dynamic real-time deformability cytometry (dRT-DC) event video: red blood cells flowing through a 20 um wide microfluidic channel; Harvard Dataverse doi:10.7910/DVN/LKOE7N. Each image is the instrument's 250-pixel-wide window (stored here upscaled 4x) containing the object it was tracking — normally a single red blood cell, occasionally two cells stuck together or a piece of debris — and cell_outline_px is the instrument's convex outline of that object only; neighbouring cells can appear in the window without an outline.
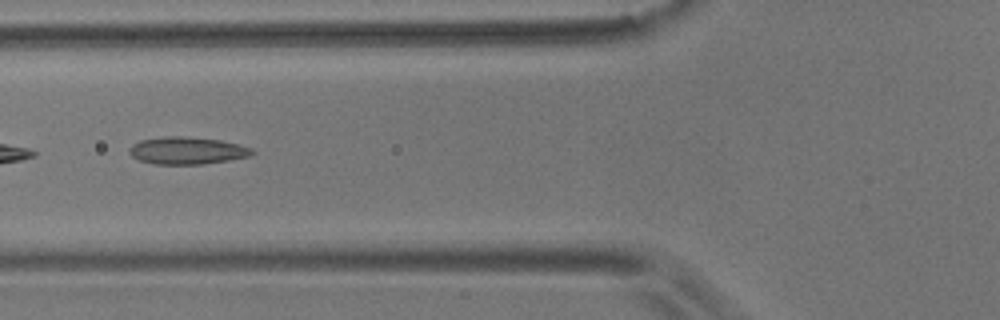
{"species": "common noctule bat (a hibernating species)", "species_latin": "Nyctalus noctula", "temperature_condition": "room temperature", "stored_images_in_passage": 8, "camera_frame_rate_fps": 3000, "um_per_image_px": 0.085, "animal": {"sex": "male", "body_mass_g": 17.9}, "frame": {"image": 1, "passage_image": 6, "time_ms": 6.0, "image_size_px": [1000, 320], "cell_outline_px": [[256, 152], [252, 156], [204, 164], [152, 164], [140, 160], [132, 156], [128, 152], [128, 148], [132, 144], [140, 140], [168, 136], [180, 136], [220, 140], [252, 148]], "centroid_in_image_um": [15.89, 12.8], "position_along_channel_um": 109.9, "area_um2": 19.54}}
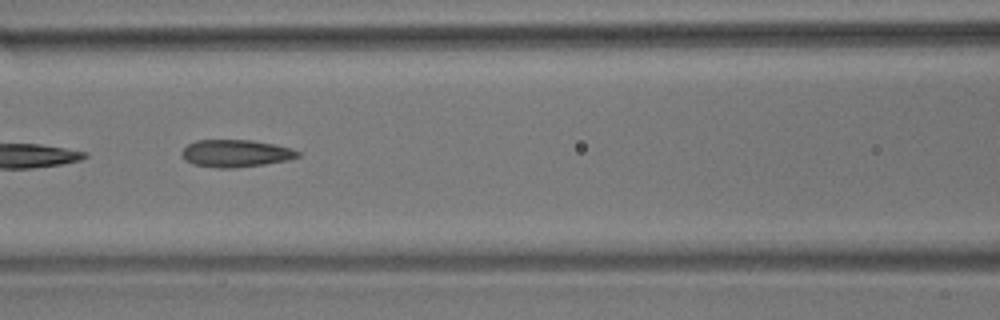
{"frame": {"image": 2, "passage_image": 7, "time_ms": 7.0, "image_size_px": [1000, 320], "cell_outline_px": [[300, 156], [288, 160], [264, 164], [236, 168], [216, 168], [192, 164], [184, 160], [180, 152], [188, 144], [196, 140], [252, 140], [292, 148], [300, 152]], "centroid_in_image_um": [20.01, 13.04], "position_along_channel_um": 146.6, "area_um2": 18.61}}
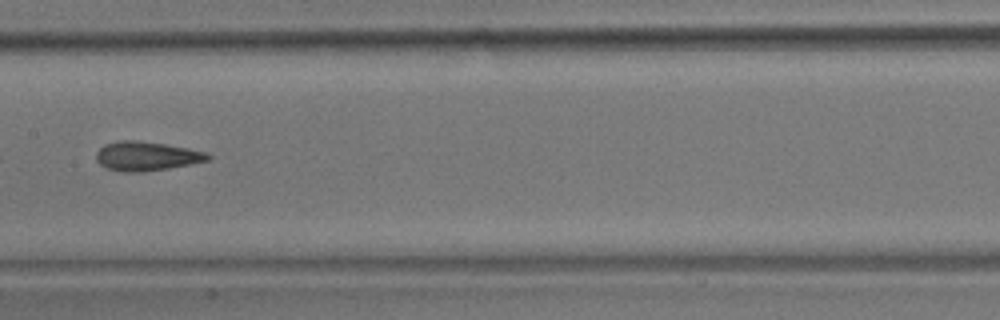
{"frame": {"image": 3, "passage_image": 8, "time_ms": 8.333, "image_size_px": [1000, 320], "cell_outline_px": [[212, 156], [208, 160], [168, 168], [144, 172], [124, 172], [108, 168], [100, 164], [96, 160], [96, 152], [104, 144], [120, 140], [132, 140], [164, 144], [188, 148], [204, 152]], "centroid_in_image_um": [12.41, 13.27], "position_along_channel_um": 195.0, "area_um2": 18.73}}